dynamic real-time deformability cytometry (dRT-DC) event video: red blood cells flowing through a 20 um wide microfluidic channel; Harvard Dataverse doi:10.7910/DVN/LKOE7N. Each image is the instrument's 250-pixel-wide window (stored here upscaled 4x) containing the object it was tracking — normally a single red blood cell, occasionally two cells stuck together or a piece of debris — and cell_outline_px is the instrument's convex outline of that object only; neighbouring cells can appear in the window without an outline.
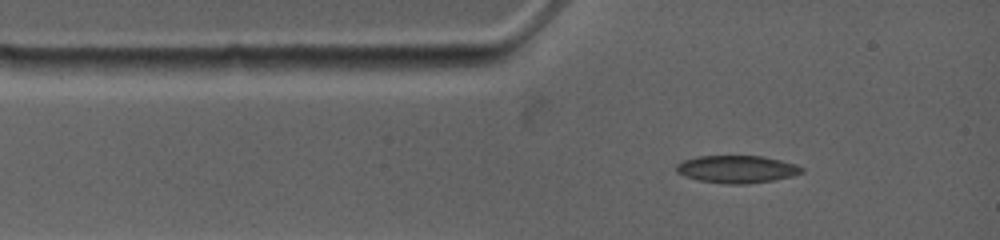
{"species": "common noctule bat (a hibernating species)", "species_latin": "Nyctalus noctula", "temperature_condition": "warm", "stored_images_in_passage": 6, "camera_frame_rate_fps": 4500, "um_per_image_px": 0.085, "animal": {"sex": "female", "body_mass_g": 19.0, "forearm_length_mm": 53.3}, "frame": {"image": 1, "passage_image": 1, "time_ms": 0.0, "image_size_px": [1000, 240], "cell_outline_px": [[804, 172], [792, 176], [772, 180], [744, 184], [728, 184], [700, 180], [684, 176], [676, 172], [676, 164], [680, 160], [696, 156], [764, 156], [796, 164], [804, 168]], "centroid_in_image_um": [62.61, 14.37], "position_along_channel_um": 22.4, "area_um2": 20.17}}
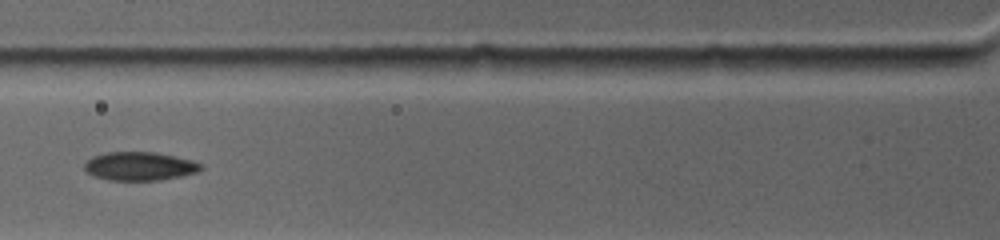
{"frame": {"image": 2, "passage_image": 4, "time_ms": 2.667, "image_size_px": [1000, 240], "cell_outline_px": [[204, 168], [196, 172], [180, 176], [160, 180], [108, 180], [96, 176], [88, 172], [84, 168], [84, 164], [92, 156], [104, 152], [156, 152], [192, 160], [200, 164]], "centroid_in_image_um": [11.86, 14.12], "position_along_channel_um": 113.9, "area_um2": 19.25}}
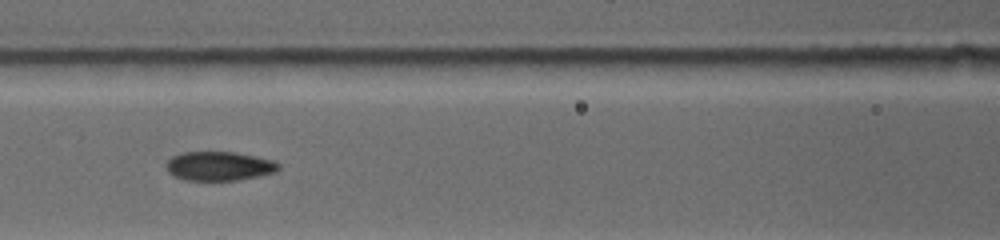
{"frame": {"image": 3, "passage_image": 5, "time_ms": 3.556, "image_size_px": [1000, 240], "cell_outline_px": [[280, 168], [276, 172], [260, 176], [240, 180], [184, 180], [168, 172], [164, 164], [172, 156], [180, 152], [236, 152], [276, 160], [280, 164]], "centroid_in_image_um": [18.66, 14.11], "position_along_channel_um": 147.9, "area_um2": 19.36}}